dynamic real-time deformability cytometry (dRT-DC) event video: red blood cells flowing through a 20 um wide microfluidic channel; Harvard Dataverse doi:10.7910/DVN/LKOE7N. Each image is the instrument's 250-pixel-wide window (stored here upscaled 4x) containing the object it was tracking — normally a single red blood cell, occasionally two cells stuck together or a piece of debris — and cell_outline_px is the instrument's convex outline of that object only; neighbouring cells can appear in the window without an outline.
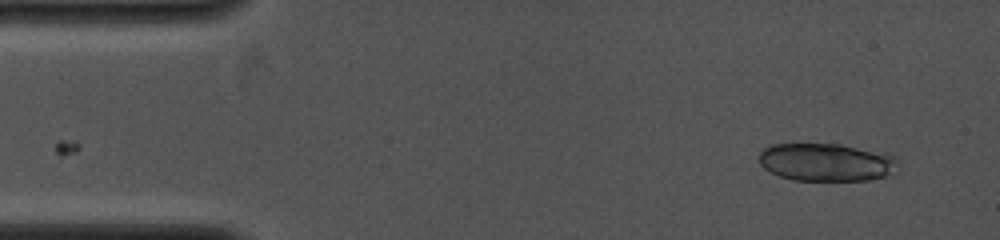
{"species": "common noctule bat (a hibernating species)", "species_latin": "Nyctalus noctula", "temperature_condition": "cold", "stored_images_in_passage": 6, "camera_frame_rate_fps": 4000, "um_per_image_px": 0.085, "animal": {"sex": "female", "body_mass_g": 19.0, "forearm_length_mm": 53.3}, "frame": {"image": 1, "passage_image": 6, "time_ms": 2.0, "image_size_px": [1000, 240], "cell_outline_px": [[896, 160], [892, 176], [868, 180], [792, 180], [780, 176], [764, 168], [760, 164], [760, 152], [764, 148], [772, 144], [840, 144], [888, 152]], "centroid_in_image_um": [70.26, 13.78], "position_along_channel_um": 14.7, "area_um2": 30.81}}